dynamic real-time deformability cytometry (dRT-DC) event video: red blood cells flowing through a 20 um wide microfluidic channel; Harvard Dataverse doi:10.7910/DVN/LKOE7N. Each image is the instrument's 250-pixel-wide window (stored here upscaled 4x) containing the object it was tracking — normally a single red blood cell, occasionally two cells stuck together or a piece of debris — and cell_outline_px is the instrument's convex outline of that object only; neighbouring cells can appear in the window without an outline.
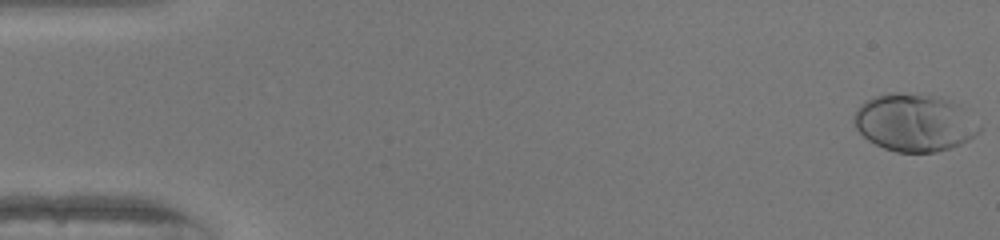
{"species": "human", "species_latin": "Homo sapiens", "temperature_condition": "warm", "stored_images_in_passage": 35, "camera_frame_rate_fps": 3000, "um_per_image_px": 0.085, "donor": {"sex": "female"}, "frame": {"image": 1, "passage_image": 1, "time_ms": 0.0, "image_size_px": [1000, 240], "cell_outline_px": [[980, 132], [968, 140], [960, 144], [936, 152], [896, 152], [884, 148], [868, 140], [856, 128], [852, 120], [856, 108], [864, 100], [872, 96], [888, 92], [900, 92], [940, 96], [956, 104], [980, 128]], "centroid_in_image_um": [77.63, 10.41], "position_along_channel_um": 7.4, "area_um2": 41.79}}
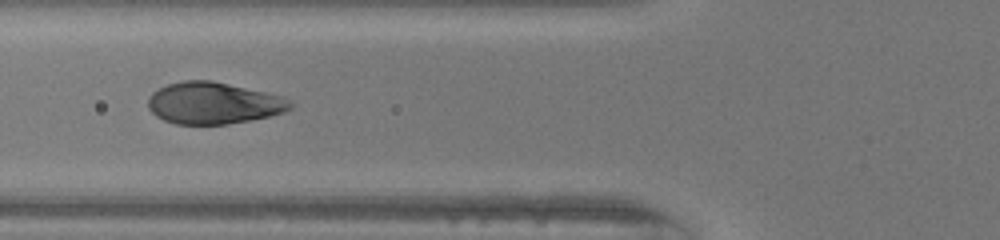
{"frame": {"image": 2, "passage_image": 20, "time_ms": 6.333, "image_size_px": [1000, 240], "cell_outline_px": [[292, 108], [284, 112], [252, 120], [228, 124], [176, 124], [164, 120], [156, 116], [148, 108], [148, 96], [152, 92], [168, 84], [184, 80], [212, 80], [284, 96], [292, 104]], "centroid_in_image_um": [18.14, 8.76], "position_along_channel_um": 107.7, "area_um2": 34.68}}
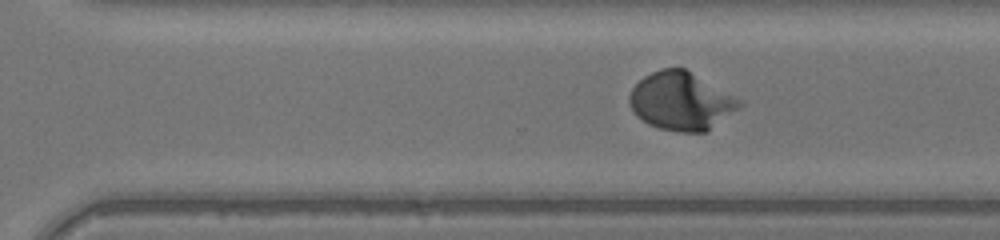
{"frame": {"image": 3, "passage_image": 35, "time_ms": 11.333, "image_size_px": [1000, 240], "cell_outline_px": [[744, 104], [740, 108], [708, 132], [676, 132], [660, 128], [648, 124], [636, 116], [632, 112], [628, 100], [628, 96], [632, 88], [644, 76], [660, 68], [684, 68], [736, 96]], "centroid_in_image_um": [57.9, 8.61], "position_along_channel_um": 312.7, "area_um2": 37.57}}